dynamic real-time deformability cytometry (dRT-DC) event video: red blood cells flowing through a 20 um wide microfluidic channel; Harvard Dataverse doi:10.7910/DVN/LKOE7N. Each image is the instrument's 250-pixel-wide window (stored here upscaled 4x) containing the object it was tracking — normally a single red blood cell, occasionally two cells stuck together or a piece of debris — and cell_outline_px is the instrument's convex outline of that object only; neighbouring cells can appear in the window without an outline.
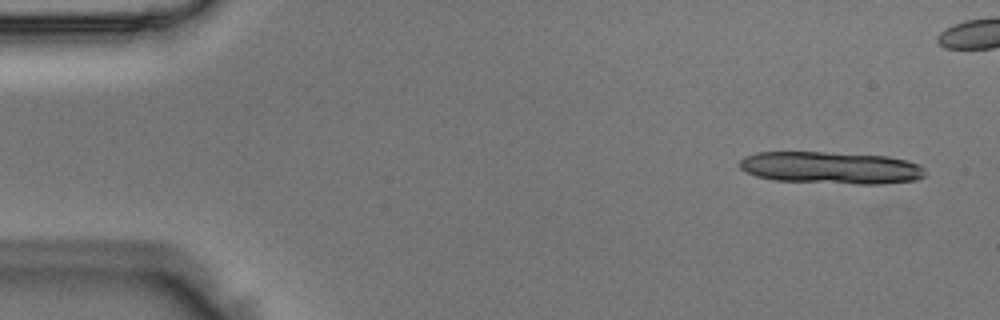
{"species": "Egyptian fruit bat (a non-hibernating species)", "species_latin": "Rousettus aegyptiacus", "temperature_condition": "room temperature", "stored_images_in_passage": 5, "camera_frame_rate_fps": 3000, "um_per_image_px": 0.085, "animal": {"sex": "male"}, "frame": {"image": 1, "passage_image": 1, "time_ms": 0.0, "image_size_px": [1000, 320], "cell_outline_px": [[924, 176], [916, 180], [884, 184], [856, 184], [776, 180], [756, 176], [744, 172], [740, 168], [740, 160], [744, 156], [756, 152], [824, 152], [888, 156], [908, 160], [920, 164], [924, 168]], "centroid_in_image_um": [70.64, 14.26], "position_along_channel_um": 14.4, "area_um2": 35.03}}